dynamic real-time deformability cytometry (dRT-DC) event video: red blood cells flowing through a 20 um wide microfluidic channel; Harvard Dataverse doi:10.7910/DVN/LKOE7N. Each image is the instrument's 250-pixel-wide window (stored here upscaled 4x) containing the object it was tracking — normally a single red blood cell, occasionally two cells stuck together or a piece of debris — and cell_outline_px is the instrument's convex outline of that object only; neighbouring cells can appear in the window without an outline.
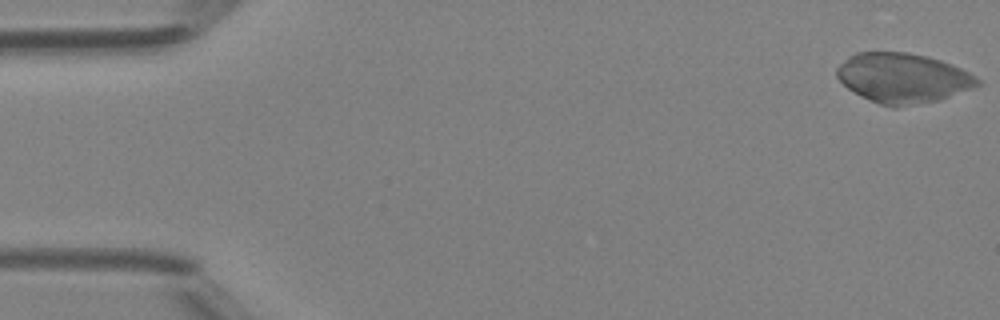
{"species": "Egyptian fruit bat (a non-hibernating species)", "species_latin": "Rousettus aegyptiacus", "temperature_condition": "room temperature", "stored_images_in_passage": 46, "camera_frame_rate_fps": 3000, "um_per_image_px": 0.085, "animal": {"sex": "female"}, "frame": {"image": 1, "passage_image": 1, "time_ms": 0.0, "image_size_px": [1000, 320], "cell_outline_px": [[984, 84], [940, 100], [896, 108], [892, 108], [880, 104], [860, 96], [848, 88], [836, 76], [836, 68], [848, 56], [856, 52], [908, 52], [940, 60], [952, 64], [976, 76]], "centroid_in_image_um": [76.76, 6.64], "position_along_channel_um": 8.2, "area_um2": 41.04}}
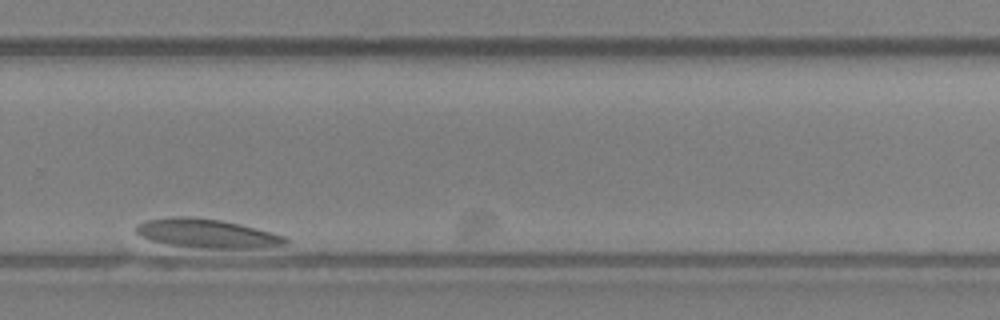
{"frame": {"image": 2, "passage_image": 40, "time_ms": 13.0, "image_size_px": [1000, 320], "cell_outline_px": [[292, 240], [288, 244], [260, 248], [204, 248], [168, 244], [152, 240], [140, 236], [136, 232], [136, 224], [144, 220], [172, 216], [192, 216], [220, 220], [240, 224], [272, 232], [284, 236]], "centroid_in_image_um": [17.61, 19.83], "position_along_channel_um": 312.2, "area_um2": 25.37}}